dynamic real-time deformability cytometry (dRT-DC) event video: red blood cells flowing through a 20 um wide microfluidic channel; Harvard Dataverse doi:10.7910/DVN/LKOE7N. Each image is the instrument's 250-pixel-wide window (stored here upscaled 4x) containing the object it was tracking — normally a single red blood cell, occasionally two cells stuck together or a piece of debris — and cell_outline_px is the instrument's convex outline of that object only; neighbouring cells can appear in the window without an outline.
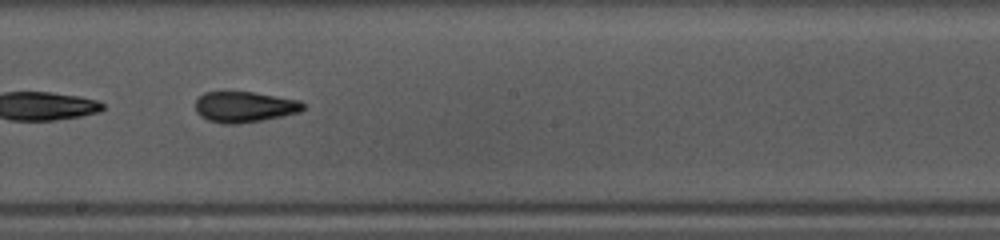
{"species": "common noctule bat (a hibernating species)", "species_latin": "Nyctalus noctula", "temperature_condition": "warm", "stored_images_in_passage": 25, "camera_frame_rate_fps": 3000, "um_per_image_px": 0.085, "animal": {"sex": "female", "body_mass_g": 10.0, "forearm_length_mm": 53.1}, "frame": {"image": 1, "passage_image": 15, "time_ms": 4.667, "image_size_px": [1000, 240], "cell_outline_px": [[308, 104], [300, 112], [260, 120], [236, 124], [220, 124], [208, 120], [200, 116], [196, 112], [196, 100], [204, 92], [252, 92], [300, 100]], "centroid_in_image_um": [20.79, 9.08], "position_along_channel_um": 227.4, "area_um2": 19.31}}
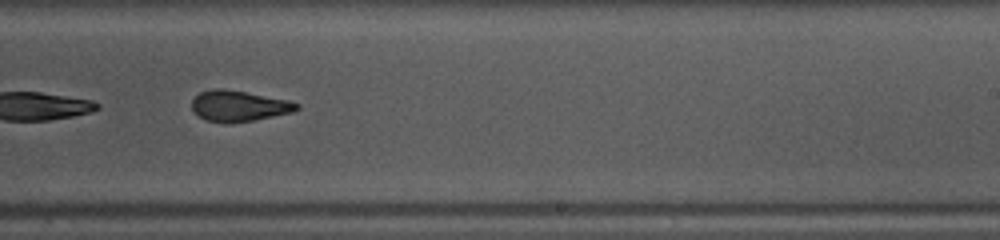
{"frame": {"image": 2, "passage_image": 18, "time_ms": 5.667, "image_size_px": [1000, 240], "cell_outline_px": [[300, 108], [292, 112], [252, 120], [228, 124], [204, 120], [192, 112], [192, 100], [200, 92], [212, 88], [220, 88], [244, 92], [288, 100], [300, 104]], "centroid_in_image_um": [20.25, 9.02], "position_along_channel_um": 268.8, "area_um2": 18.84}}